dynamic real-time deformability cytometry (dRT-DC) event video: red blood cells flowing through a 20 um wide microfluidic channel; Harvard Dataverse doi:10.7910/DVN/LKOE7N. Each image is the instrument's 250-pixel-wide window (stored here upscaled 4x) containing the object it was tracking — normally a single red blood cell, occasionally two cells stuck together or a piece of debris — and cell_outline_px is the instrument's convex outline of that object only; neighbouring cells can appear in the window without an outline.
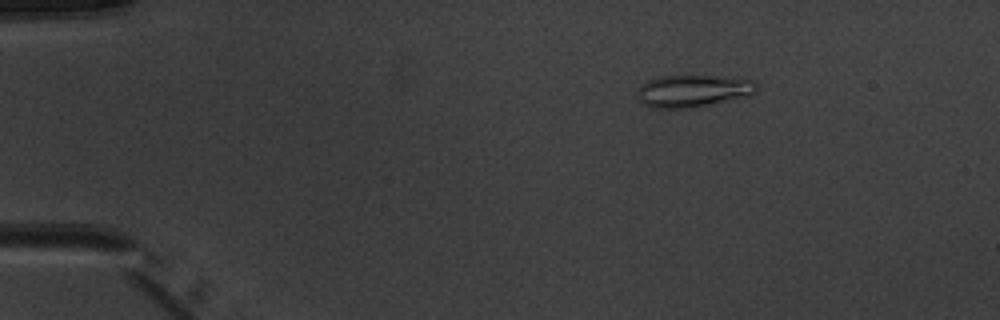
{"species": "common noctule bat (a hibernating species)", "species_latin": "Nyctalus noctula", "temperature_condition": "warm", "stored_images_in_passage": 3, "camera_frame_rate_fps": 3000, "um_per_image_px": 0.085, "animal": {"sex": "male", "body_mass_g": 20.1, "forearm_length_mm": 53.5}, "frame": {"image": 1, "passage_image": 1, "time_ms": 0.0, "image_size_px": [1000, 320], "cell_outline_px": [[756, 92], [748, 96], [688, 108], [656, 108], [644, 104], [640, 100], [640, 84], [648, 80], [660, 76], [724, 76], [752, 80], [756, 84]], "centroid_in_image_um": [58.93, 7.71], "position_along_channel_um": 26.1, "area_um2": 21.96}}